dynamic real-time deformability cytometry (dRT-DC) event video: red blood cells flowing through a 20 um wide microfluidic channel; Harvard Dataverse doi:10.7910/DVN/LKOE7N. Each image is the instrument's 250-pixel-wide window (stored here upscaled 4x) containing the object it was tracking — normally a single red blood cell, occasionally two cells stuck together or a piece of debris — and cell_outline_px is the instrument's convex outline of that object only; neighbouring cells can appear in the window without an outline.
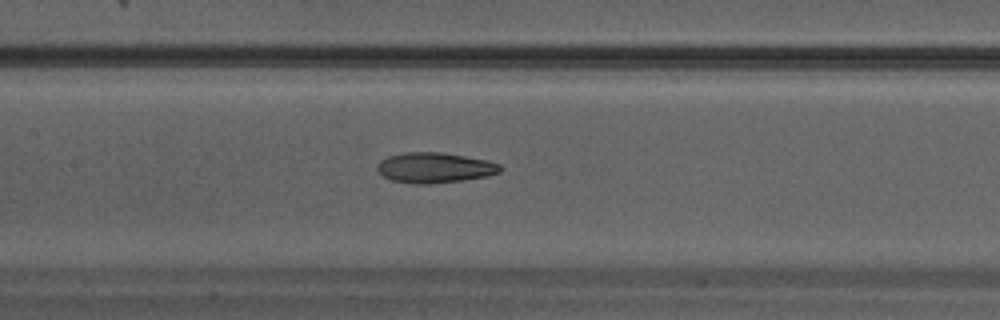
{"species": "Egyptian fruit bat (a non-hibernating species)", "species_latin": "Rousettus aegyptiacus", "temperature_condition": "warm", "stored_images_in_passage": 33, "camera_frame_rate_fps": 3000, "um_per_image_px": 0.085, "animal": {"sex": "male"}, "frame": {"image": 1, "passage_image": 15, "time_ms": 4.667, "image_size_px": [1000, 320], "cell_outline_px": [[504, 168], [500, 172], [488, 176], [464, 180], [428, 184], [412, 184], [392, 180], [384, 176], [376, 168], [380, 160], [388, 156], [404, 152], [440, 152], [488, 160], [500, 164]], "centroid_in_image_um": [36.97, 14.25], "position_along_channel_um": 170.4, "area_um2": 21.85}}
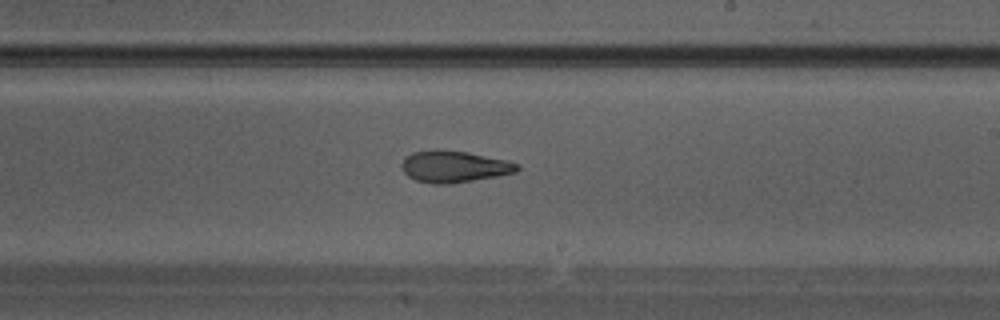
{"frame": {"image": 2, "passage_image": 19, "time_ms": 6.0, "image_size_px": [1000, 320], "cell_outline_px": [[520, 168], [516, 172], [496, 176], [448, 184], [432, 184], [416, 180], [408, 176], [404, 172], [400, 164], [412, 152], [432, 148], [436, 148], [468, 152], [508, 160], [520, 164]], "centroid_in_image_um": [38.6, 14.14], "position_along_channel_um": 250.4, "area_um2": 21.5}}